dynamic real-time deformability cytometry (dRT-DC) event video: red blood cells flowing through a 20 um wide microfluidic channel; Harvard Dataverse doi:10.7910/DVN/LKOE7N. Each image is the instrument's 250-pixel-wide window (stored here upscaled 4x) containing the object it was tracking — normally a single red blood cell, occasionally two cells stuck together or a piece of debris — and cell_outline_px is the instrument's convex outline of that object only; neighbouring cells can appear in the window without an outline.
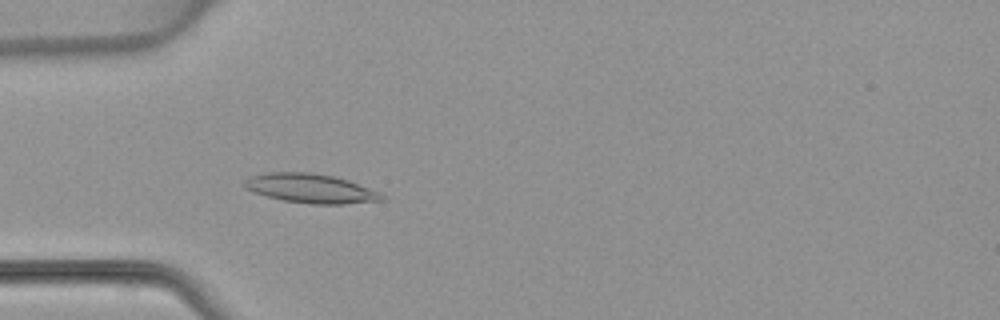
{"species": "common noctule bat (a hibernating species)", "species_latin": "Nyctalus noctula", "temperature_condition": "warm", "stored_images_in_passage": 3, "camera_frame_rate_fps": 3000, "um_per_image_px": 0.085, "animal": {"sex": "female", "body_mass_g": 22.7, "forearm_length_mm": 54.2}, "frame": {"image": 1, "passage_image": 3, "time_ms": 3.333, "image_size_px": [1000, 320], "cell_outline_px": [[388, 200], [344, 204], [312, 204], [284, 200], [268, 196], [244, 188], [244, 180], [248, 176], [264, 172], [312, 172], [332, 176], [348, 180], [380, 192], [388, 196]], "centroid_in_image_um": [26.45, 16.01], "position_along_channel_um": 58.6, "area_um2": 23.58}}